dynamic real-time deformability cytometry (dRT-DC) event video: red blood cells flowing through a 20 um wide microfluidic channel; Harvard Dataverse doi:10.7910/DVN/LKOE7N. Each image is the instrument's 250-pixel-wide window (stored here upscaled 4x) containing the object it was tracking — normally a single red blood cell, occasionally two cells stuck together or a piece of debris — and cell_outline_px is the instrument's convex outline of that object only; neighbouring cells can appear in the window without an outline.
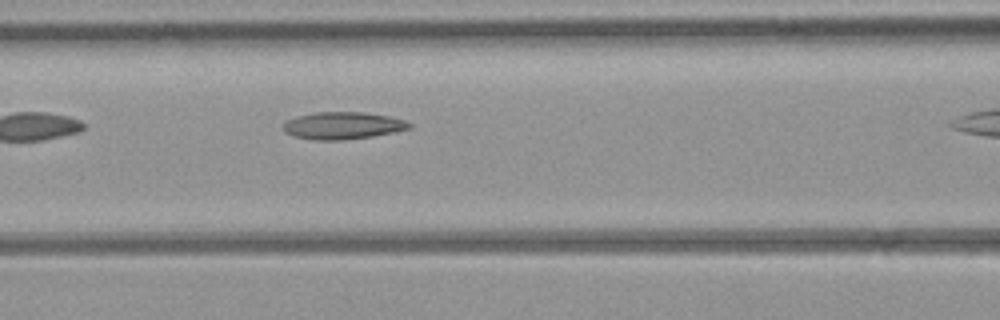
{"species": "common noctule bat (a hibernating species)", "species_latin": "Nyctalus noctula", "temperature_condition": "room temperature", "stored_images_in_passage": 11, "camera_frame_rate_fps": 3000, "um_per_image_px": 0.085, "animal": {"sex": "female", "body_mass_g": 21.9}, "frame": {"image": 1, "passage_image": 8, "time_ms": 8.0, "image_size_px": [1000, 320], "cell_outline_px": [[412, 128], [372, 136], [340, 140], [316, 140], [296, 136], [288, 132], [284, 128], [284, 124], [288, 120], [296, 116], [312, 112], [364, 112], [388, 116], [404, 120], [412, 124]], "centroid_in_image_um": [29.16, 10.66], "position_along_channel_um": 137.4, "area_um2": 19.71}}
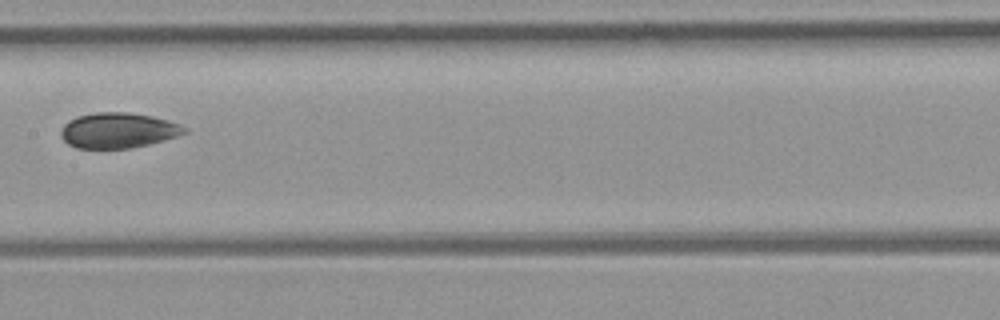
{"frame": {"image": 2, "passage_image": 10, "time_ms": 11.333, "image_size_px": [1000, 320], "cell_outline_px": [[188, 132], [176, 136], [148, 144], [132, 148], [76, 148], [68, 144], [64, 140], [60, 132], [64, 124], [68, 120], [76, 116], [96, 112], [128, 112], [152, 116], [168, 120], [180, 124], [188, 128]], "centroid_in_image_um": [10.03, 11.07], "position_along_channel_um": 197.4, "area_um2": 25.49}}
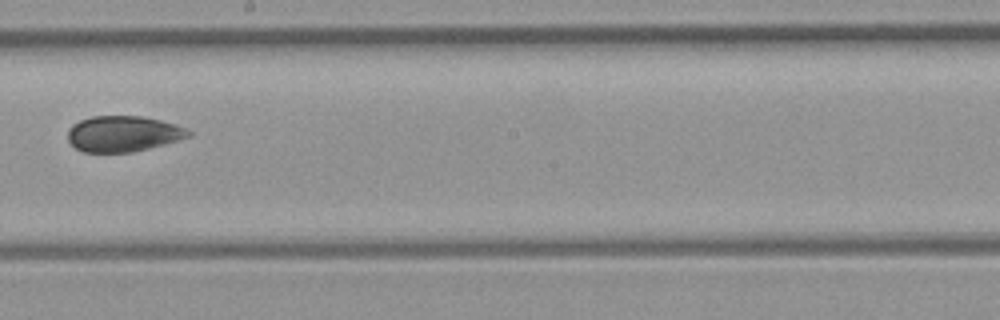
{"frame": {"image": 3, "passage_image": 11, "time_ms": 12.333, "image_size_px": [1000, 320], "cell_outline_px": [[192, 136], [148, 148], [132, 152], [84, 152], [76, 148], [68, 140], [68, 132], [72, 124], [80, 120], [92, 116], [144, 116], [176, 124], [192, 132]], "centroid_in_image_um": [10.47, 11.36], "position_along_channel_um": 237.7, "area_um2": 25.09}}